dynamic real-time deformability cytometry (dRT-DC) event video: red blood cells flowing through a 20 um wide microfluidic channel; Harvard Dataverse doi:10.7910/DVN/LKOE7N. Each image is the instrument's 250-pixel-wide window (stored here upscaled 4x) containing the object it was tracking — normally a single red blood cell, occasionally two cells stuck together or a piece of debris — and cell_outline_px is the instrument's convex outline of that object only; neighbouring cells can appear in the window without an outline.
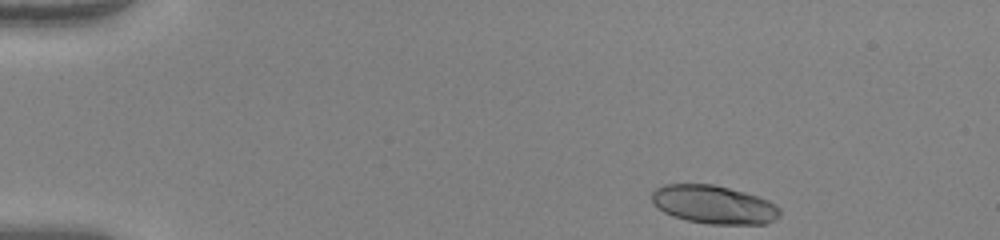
{"species": "human", "species_latin": "Homo sapiens", "temperature_condition": "warm", "stored_images_in_passage": 44, "camera_frame_rate_fps": 3000, "um_per_image_px": 0.085, "donor": {"sex": "female"}, "frame": {"image": 1, "passage_image": 1, "time_ms": 0.0, "image_size_px": [1000, 240], "cell_outline_px": [[780, 216], [764, 224], [708, 224], [688, 220], [672, 216], [656, 208], [652, 204], [652, 192], [656, 188], [664, 184], [712, 184], [744, 192], [768, 200], [776, 204], [780, 208]], "centroid_in_image_um": [60.65, 17.39], "position_along_channel_um": 24.4, "area_um2": 28.67}}
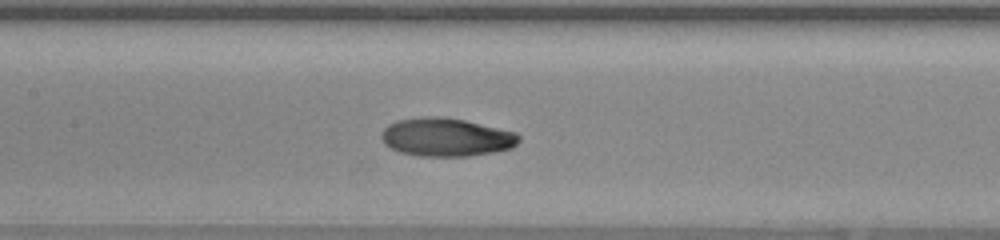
{"frame": {"image": 2, "passage_image": 19, "time_ms": 6.0, "image_size_px": [1000, 240], "cell_outline_px": [[520, 140], [512, 148], [492, 152], [468, 156], [420, 156], [400, 152], [384, 144], [380, 136], [380, 132], [388, 124], [396, 120], [424, 116], [444, 116], [464, 120], [516, 132], [520, 136]], "centroid_in_image_um": [37.9, 11.65], "position_along_channel_um": 169.5, "area_um2": 30.87}}
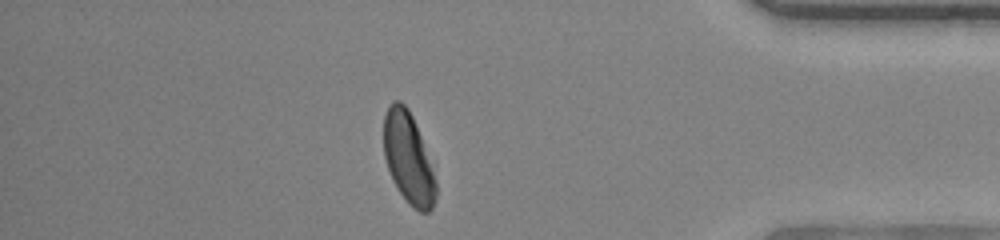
{"frame": {"image": 3, "passage_image": 38, "time_ms": 12.333, "image_size_px": [1000, 240], "cell_outline_px": [[436, 196], [432, 208], [428, 212], [420, 212], [408, 204], [392, 180], [384, 156], [384, 116], [388, 104], [392, 100], [400, 100], [408, 108], [412, 116], [420, 136], [436, 184]], "centroid_in_image_um": [34.67, 13.43], "position_along_channel_um": 400.5, "area_um2": 27.17}, "authors_computed_cell_mechanics": {"area_um2": 29.7381, "velocity_mm_per_s": 4.1037, "shape_relaxation_time_tau1_ms": 4.5994, "shape_relaxation_time_tau2_ms": 1.4124, "deformation_change_tau1": 0.2223, "deformation_change_tau2": 0.0379}}